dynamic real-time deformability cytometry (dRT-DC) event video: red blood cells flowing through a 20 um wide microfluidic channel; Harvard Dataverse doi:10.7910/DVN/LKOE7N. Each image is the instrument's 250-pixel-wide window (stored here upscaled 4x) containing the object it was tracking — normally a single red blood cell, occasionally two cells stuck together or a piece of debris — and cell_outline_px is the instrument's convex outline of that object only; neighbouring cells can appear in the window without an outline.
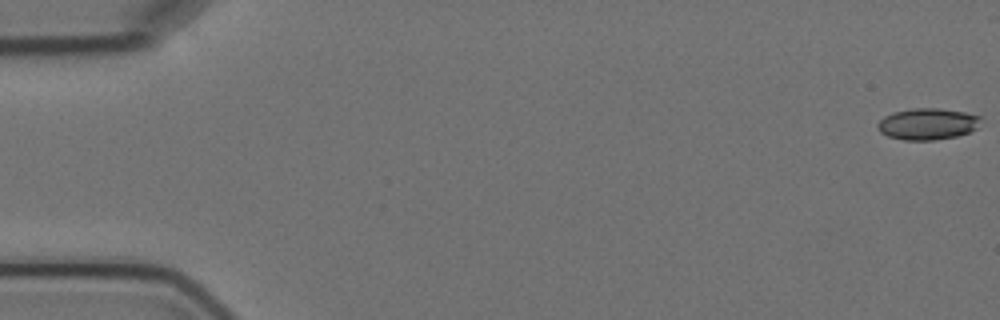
{"species": "Egyptian fruit bat (a non-hibernating species)", "species_latin": "Rousettus aegyptiacus", "temperature_condition": "cold", "stored_images_in_passage": 7, "camera_frame_rate_fps": 3000, "um_per_image_px": 0.085, "animal": {"sex": "female"}, "frame": {"image": 1, "passage_image": 1, "time_ms": 0.0, "image_size_px": [1000, 320], "cell_outline_px": [[984, 116], [976, 128], [968, 132], [956, 136], [932, 140], [904, 140], [888, 136], [880, 132], [876, 124], [884, 116], [892, 112], [912, 108], [940, 108], [964, 112]], "centroid_in_image_um": [78.84, 10.52], "position_along_channel_um": 6.2, "area_um2": 19.02}}
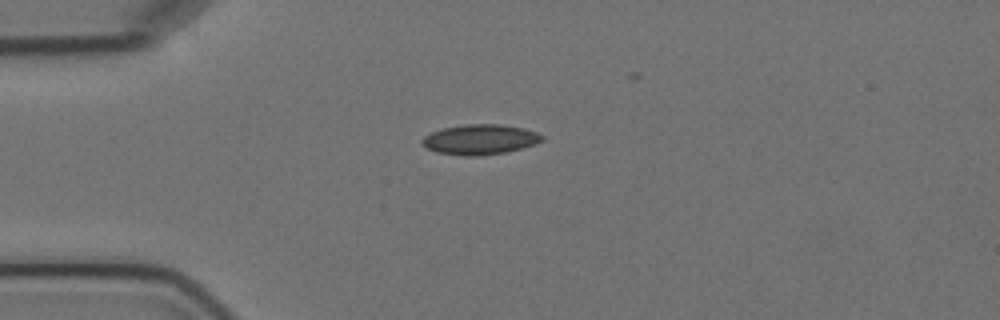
{"frame": {"image": 2, "passage_image": 5, "time_ms": 4.667, "image_size_px": [1000, 320], "cell_outline_px": [[544, 140], [536, 144], [504, 152], [476, 156], [464, 156], [436, 152], [420, 144], [420, 140], [424, 136], [432, 132], [444, 128], [464, 124], [500, 124], [524, 128], [536, 132], [544, 136]], "centroid_in_image_um": [40.79, 11.85], "position_along_channel_um": 44.2, "area_um2": 21.04}}
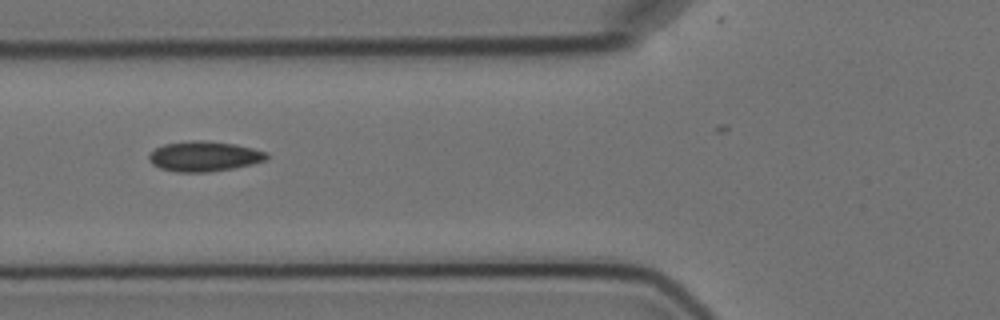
{"frame": {"image": 3, "passage_image": 7, "time_ms": 7.0, "image_size_px": [1000, 320], "cell_outline_px": [[268, 160], [252, 164], [232, 168], [208, 172], [176, 172], [160, 168], [152, 164], [148, 156], [156, 148], [164, 144], [200, 140], [236, 144], [268, 152]], "centroid_in_image_um": [17.39, 13.29], "position_along_channel_um": 108.4, "area_um2": 20.52}}